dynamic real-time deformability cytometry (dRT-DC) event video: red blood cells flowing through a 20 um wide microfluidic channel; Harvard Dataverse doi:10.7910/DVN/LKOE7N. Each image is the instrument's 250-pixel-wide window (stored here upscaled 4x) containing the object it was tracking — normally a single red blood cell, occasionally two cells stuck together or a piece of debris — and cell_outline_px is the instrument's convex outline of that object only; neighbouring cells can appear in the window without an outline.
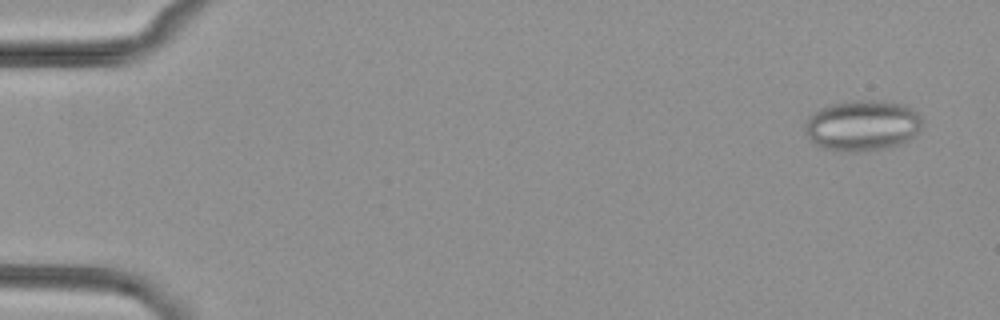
{"species": "common noctule bat (a hibernating species)", "species_latin": "Nyctalus noctula", "temperature_condition": "cold", "stored_images_in_passage": 3, "camera_frame_rate_fps": 3000, "um_per_image_px": 0.085, "animal": {"sex": "female", "body_mass_g": 29.2, "forearm_length_mm": 56.3}, "frame": {"image": 1, "passage_image": 1, "time_ms": 0.0, "image_size_px": [1000, 320], "cell_outline_px": [[920, 128], [908, 140], [900, 144], [884, 148], [852, 152], [824, 148], [816, 144], [808, 136], [804, 128], [804, 124], [808, 116], [832, 104], [860, 100], [868, 100], [904, 104], [912, 108], [920, 116]], "centroid_in_image_um": [73.29, 10.67], "position_along_channel_um": 11.7, "area_um2": 33.99}}